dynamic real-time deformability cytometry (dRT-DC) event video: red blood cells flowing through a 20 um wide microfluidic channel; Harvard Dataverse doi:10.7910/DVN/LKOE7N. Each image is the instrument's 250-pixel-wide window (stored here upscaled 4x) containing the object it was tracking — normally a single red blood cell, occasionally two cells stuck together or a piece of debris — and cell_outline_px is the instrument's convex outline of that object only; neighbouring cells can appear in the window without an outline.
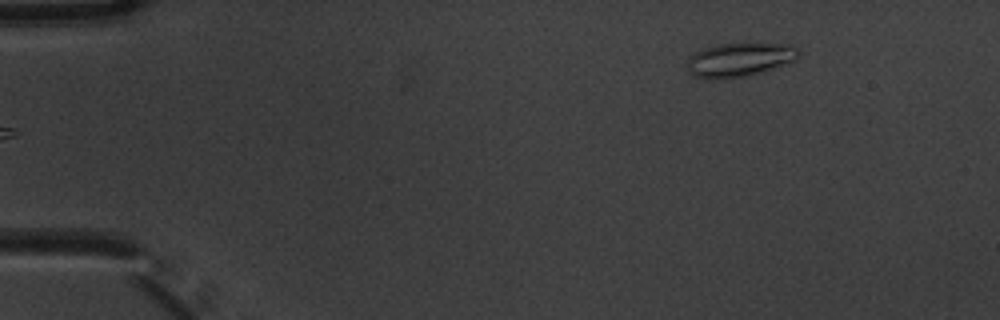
{"species": "common noctule bat (a hibernating species)", "species_latin": "Nyctalus noctula", "temperature_condition": "warm", "stored_images_in_passage": 3, "camera_frame_rate_fps": 3000, "um_per_image_px": 0.085, "animal": {"sex": "male", "body_mass_g": 20.1, "forearm_length_mm": 53.5}, "frame": {"image": 1, "passage_image": 3, "time_ms": 0.667, "image_size_px": [1000, 320], "cell_outline_px": [[800, 56], [796, 60], [764, 72], [744, 76], [696, 76], [688, 72], [688, 56], [704, 48], [720, 44], [792, 44], [800, 52]], "centroid_in_image_um": [62.94, 5.03], "position_along_channel_um": 22.1, "area_um2": 21.27}}